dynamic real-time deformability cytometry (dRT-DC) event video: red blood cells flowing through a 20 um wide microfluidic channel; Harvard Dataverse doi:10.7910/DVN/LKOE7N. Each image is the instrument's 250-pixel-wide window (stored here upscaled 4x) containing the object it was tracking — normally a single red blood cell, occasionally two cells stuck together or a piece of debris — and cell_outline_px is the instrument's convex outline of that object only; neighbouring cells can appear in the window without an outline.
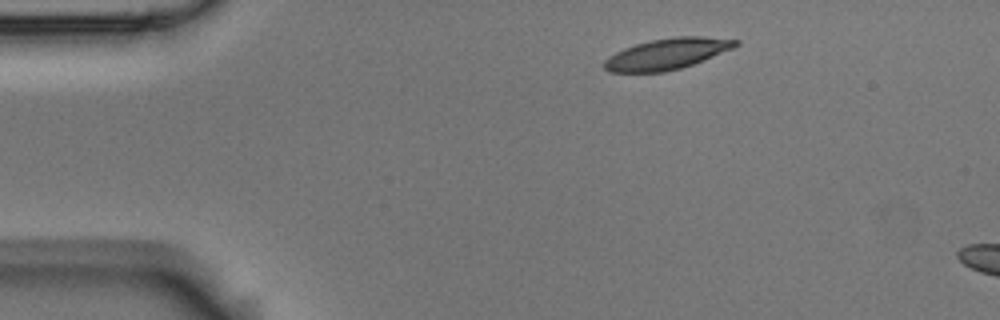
{"species": "Egyptian fruit bat (a non-hibernating species)", "species_latin": "Rousettus aegyptiacus", "temperature_condition": "room temperature", "stored_images_in_passage": 3, "camera_frame_rate_fps": 3000, "um_per_image_px": 0.085, "animal": {"sex": "male"}, "frame": {"image": 1, "passage_image": 1, "time_ms": 0.0, "image_size_px": [1000, 320], "cell_outline_px": [[740, 44], [732, 48], [692, 64], [680, 68], [664, 72], [608, 72], [604, 68], [604, 60], [608, 56], [624, 48], [636, 44], [652, 40], [676, 36], [704, 36], [740, 40]], "centroid_in_image_um": [56.68, 4.57], "position_along_channel_um": 28.3, "area_um2": 23.52}}